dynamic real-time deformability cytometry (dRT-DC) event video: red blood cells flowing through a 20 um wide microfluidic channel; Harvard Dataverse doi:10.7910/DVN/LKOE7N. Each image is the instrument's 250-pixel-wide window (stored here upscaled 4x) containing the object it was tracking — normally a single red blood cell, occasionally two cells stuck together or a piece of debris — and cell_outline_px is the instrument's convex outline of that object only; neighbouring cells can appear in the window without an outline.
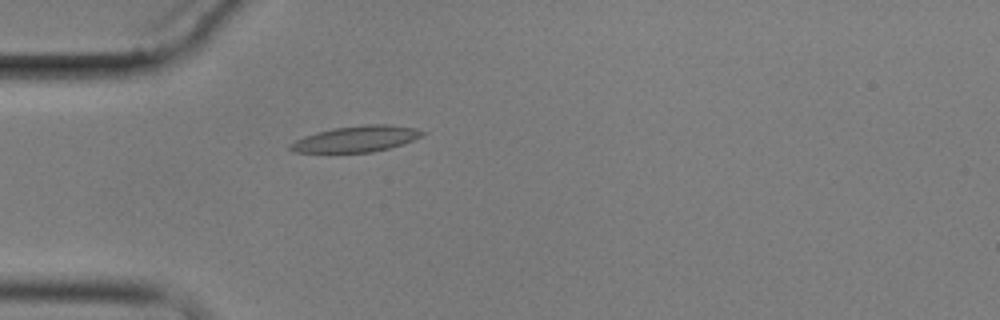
{"species": "common noctule bat (a hibernating species)", "species_latin": "Nyctalus noctula", "temperature_condition": "cold", "stored_images_in_passage": 4, "camera_frame_rate_fps": 3000, "um_per_image_px": 0.085, "animal": {"sex": "male", "body_mass_g": 17.9}, "frame": {"image": 1, "passage_image": 4, "time_ms": 4.667, "image_size_px": [1000, 320], "cell_outline_px": [[424, 132], [420, 136], [412, 140], [388, 148], [372, 152], [296, 152], [288, 148], [288, 144], [304, 136], [316, 132], [332, 128], [368, 124], [388, 124], [416, 128]], "centroid_in_image_um": [30.23, 11.8], "position_along_channel_um": 54.8, "area_um2": 19.77}}